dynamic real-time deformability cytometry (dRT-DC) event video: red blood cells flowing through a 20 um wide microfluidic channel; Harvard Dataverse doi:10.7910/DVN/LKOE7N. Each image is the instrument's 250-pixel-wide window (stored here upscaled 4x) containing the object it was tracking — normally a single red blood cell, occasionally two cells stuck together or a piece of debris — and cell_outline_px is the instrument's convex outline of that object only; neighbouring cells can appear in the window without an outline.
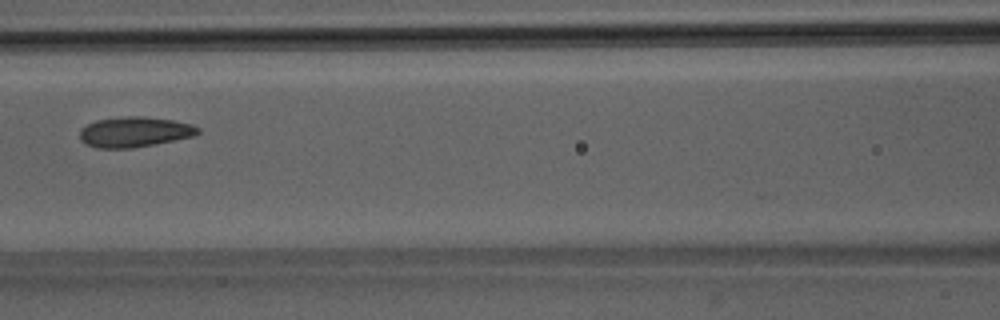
{"species": "Egyptian fruit bat (a non-hibernating species)", "species_latin": "Rousettus aegyptiacus", "temperature_condition": "room temperature", "stored_images_in_passage": 7, "camera_frame_rate_fps": 3000, "um_per_image_px": 0.085, "animal": {"sex": "male"}, "frame": {"image": 1, "passage_image": 6, "time_ms": 6.667, "image_size_px": [1000, 320], "cell_outline_px": [[200, 132], [196, 136], [132, 148], [96, 148], [84, 144], [80, 140], [80, 128], [96, 120], [128, 116], [144, 116], [172, 120], [192, 124], [200, 128]], "centroid_in_image_um": [11.43, 11.22], "position_along_channel_um": 155.2, "area_um2": 20.98}}